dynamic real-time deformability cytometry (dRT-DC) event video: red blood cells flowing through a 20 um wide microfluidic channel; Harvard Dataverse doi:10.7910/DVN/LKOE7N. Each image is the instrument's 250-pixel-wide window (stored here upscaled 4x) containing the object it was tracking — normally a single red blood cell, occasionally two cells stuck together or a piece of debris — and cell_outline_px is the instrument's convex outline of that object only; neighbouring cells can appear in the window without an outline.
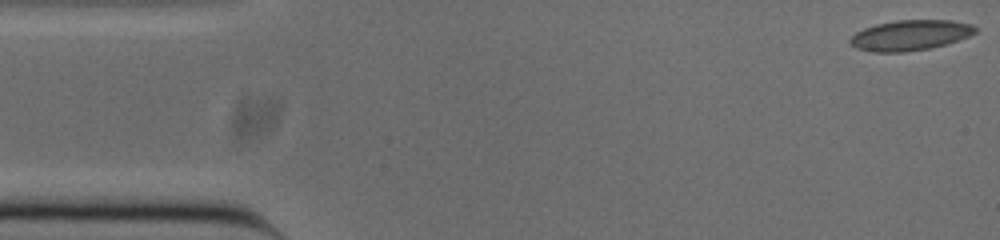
{"species": "common noctule bat (a hibernating species)", "species_latin": "Nyctalus noctula", "temperature_condition": "cold", "stored_images_in_passage": 52, "camera_frame_rate_fps": 3000, "um_per_image_px": 0.085, "animal": {"sex": "male", "body_mass_g": 20.0, "forearm_length_mm": 53.3}, "frame": {"image": 1, "passage_image": 1, "time_ms": 0.0, "image_size_px": [1000, 240], "cell_outline_px": [[976, 32], [968, 36], [944, 44], [928, 48], [904, 52], [872, 52], [856, 48], [848, 40], [856, 32], [864, 28], [876, 24], [896, 20], [952, 20], [972, 24], [976, 28]], "centroid_in_image_um": [77.34, 2.98], "position_along_channel_um": 7.7, "area_um2": 21.96}}
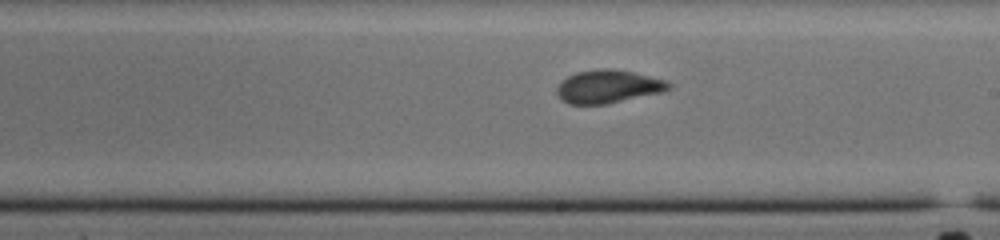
{"frame": {"image": 2, "passage_image": 28, "time_ms": 9.0, "image_size_px": [1000, 240], "cell_outline_px": [[672, 88], [664, 92], [608, 104], [568, 104], [556, 92], [556, 88], [568, 76], [576, 72], [604, 68], [612, 68], [632, 72], [668, 80], [672, 84]], "centroid_in_image_um": [51.76, 7.36], "position_along_channel_um": 237.2, "area_um2": 21.68}}
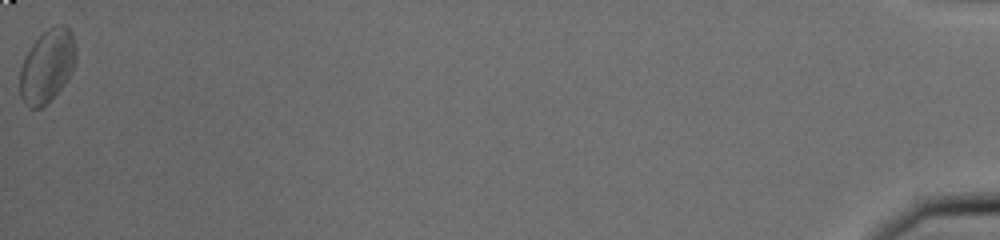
{"frame": {"image": 3, "passage_image": 52, "time_ms": 17.0, "image_size_px": [1000, 240], "cell_outline_px": [[76, 64], [68, 80], [48, 104], [40, 108], [28, 108], [24, 104], [20, 96], [20, 68], [24, 56], [32, 44], [48, 28], [56, 24], [64, 24], [72, 32], [76, 48]], "centroid_in_image_um": [4.02, 5.63], "position_along_channel_um": 431.2, "area_um2": 24.39}, "authors_computed_cell_mechanics": {"area_um2": 21.6172, "velocity_mm_per_s": 3.8322, "shape_relaxation_time_tau1_ms": 8.3523, "shape_relaxation_time_tau2_ms": 1.3846, "deformation_change_tau1": 0.1937, "deformation_change_tau2": 0.0665}}